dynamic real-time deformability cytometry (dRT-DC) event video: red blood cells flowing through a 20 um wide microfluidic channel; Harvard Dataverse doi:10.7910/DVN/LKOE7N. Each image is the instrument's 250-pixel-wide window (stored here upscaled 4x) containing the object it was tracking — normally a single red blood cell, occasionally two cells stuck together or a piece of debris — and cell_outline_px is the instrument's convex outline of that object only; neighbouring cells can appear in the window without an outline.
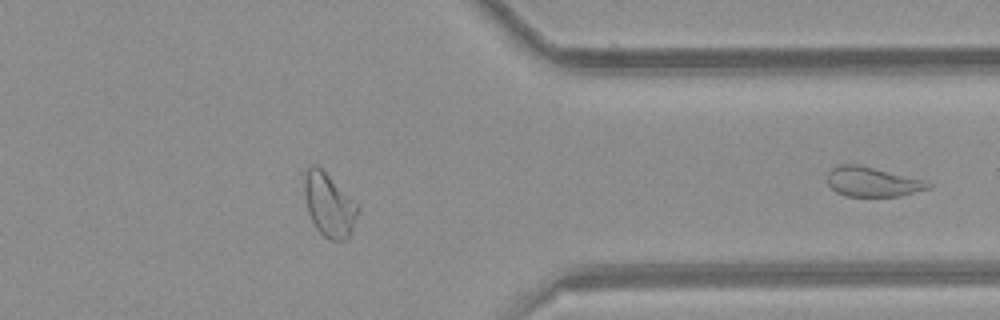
{"species": "common noctule bat (a hibernating species)", "species_latin": "Nyctalus noctula", "temperature_condition": "room temperature", "stored_images_in_passage": 31, "segment_of_instrument_passage": [2, 2], "camera_frame_rate_fps": 3000, "um_per_image_px": 0.085, "animal": {"sex": "female", "body_mass_g": 21.9}, "frame": {"image": 1, "passage_image": 31, "time_ms": 10.0, "image_size_px": [1000, 320], "cell_outline_px": [[932, 188], [900, 196], [844, 196], [836, 192], [828, 184], [828, 172], [832, 168], [840, 164], [856, 164], [928, 180], [932, 184]], "centroid_in_image_um": [74.21, 15.46], "position_along_channel_um": 337.2, "area_um2": 17.57}}